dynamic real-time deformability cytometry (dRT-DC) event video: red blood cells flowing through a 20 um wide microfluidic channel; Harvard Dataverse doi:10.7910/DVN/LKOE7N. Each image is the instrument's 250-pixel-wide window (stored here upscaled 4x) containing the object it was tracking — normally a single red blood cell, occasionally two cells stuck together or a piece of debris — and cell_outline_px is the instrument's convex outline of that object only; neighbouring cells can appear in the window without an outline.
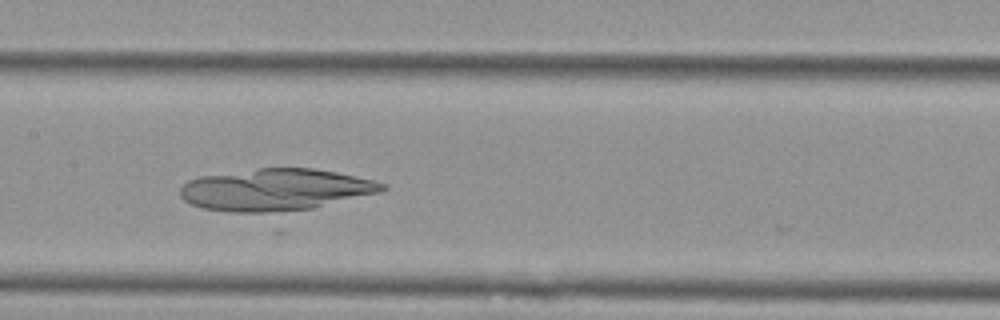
{"species": "Egyptian fruit bat (a non-hibernating species)", "species_latin": "Rousettus aegyptiacus", "temperature_condition": "cold", "stored_images_in_passage": 29, "segment_of_instrument_passage": [1, 2], "camera_frame_rate_fps": 3000, "um_per_image_px": 0.085, "animal": {"sex": "female"}, "frame": {"image": 1, "passage_image": 10, "time_ms": 3.0, "image_size_px": [1000, 320], "cell_outline_px": [[388, 188], [384, 192], [312, 208], [264, 212], [228, 212], [204, 208], [192, 204], [184, 200], [180, 196], [180, 188], [188, 180], [200, 176], [260, 168], [312, 168], [336, 172], [376, 180], [388, 184]], "centroid_in_image_um": [23.48, 16.11], "position_along_channel_um": 183.9, "area_um2": 49.3}}